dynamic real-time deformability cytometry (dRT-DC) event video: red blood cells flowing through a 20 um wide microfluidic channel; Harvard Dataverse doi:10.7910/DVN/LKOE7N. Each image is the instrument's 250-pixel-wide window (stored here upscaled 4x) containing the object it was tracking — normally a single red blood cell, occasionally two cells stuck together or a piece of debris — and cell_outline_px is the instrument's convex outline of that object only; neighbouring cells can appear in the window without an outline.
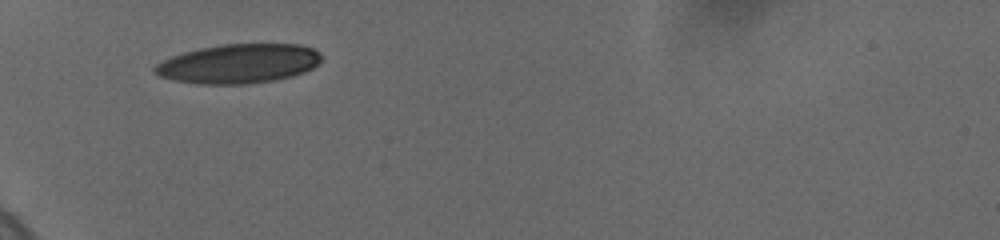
{"species": "human", "species_latin": "Homo sapiens", "temperature_condition": "cold", "stored_images_in_passage": 30, "camera_frame_rate_fps": 3000, "um_per_image_px": 0.085, "donor": {"sex": "female"}, "frame": {"image": 1, "passage_image": 1, "time_ms": 0.0, "image_size_px": [1000, 240], "cell_outline_px": [[320, 60], [312, 68], [304, 72], [292, 76], [272, 80], [248, 84], [196, 84], [172, 80], [160, 76], [152, 72], [152, 68], [156, 64], [172, 56], [184, 52], [200, 48], [224, 44], [300, 44], [312, 48], [320, 52]], "centroid_in_image_um": [20.25, 5.41], "position_along_channel_um": 64.8, "area_um2": 38.15}}
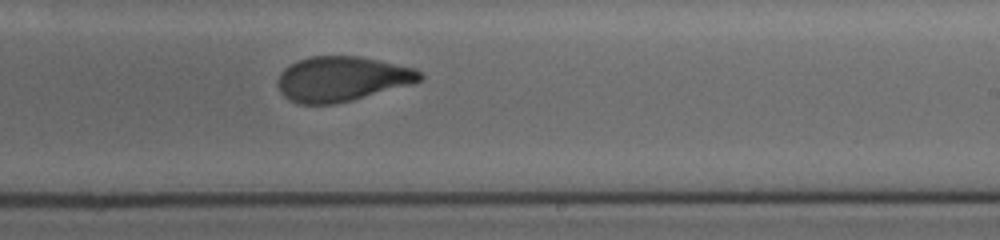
{"frame": {"image": 2, "passage_image": 18, "time_ms": 5.667, "image_size_px": [1000, 240], "cell_outline_px": [[424, 76], [420, 80], [412, 84], [352, 100], [332, 104], [300, 104], [284, 96], [280, 92], [276, 84], [280, 72], [284, 68], [300, 60], [312, 56], [360, 56], [416, 68]], "centroid_in_image_um": [29.06, 6.7], "position_along_channel_um": 259.9, "area_um2": 37.11}}
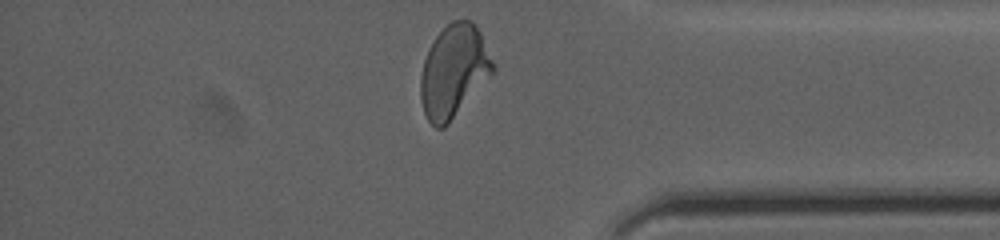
{"frame": {"image": 3, "passage_image": 30, "time_ms": 9.667, "image_size_px": [1000, 240], "cell_outline_px": [[492, 72], [448, 124], [444, 128], [436, 128], [428, 120], [424, 112], [420, 100], [420, 76], [424, 60], [428, 48], [436, 36], [452, 20], [472, 20], [476, 24], [480, 32], [492, 60]], "centroid_in_image_um": [38.51, 6.04], "position_along_channel_um": 396.7, "area_um2": 38.26}, "authors_computed_cell_mechanics": {"area_um2": 38.148, "velocity_mm_per_s": 3.6631, "shape_relaxation_time_tau1_ms": 6.4277, "shape_relaxation_time_tau2_ms": 1.4212, "deformation_change_tau1": 0.2056, "deformation_change_tau2": 0.0749}}